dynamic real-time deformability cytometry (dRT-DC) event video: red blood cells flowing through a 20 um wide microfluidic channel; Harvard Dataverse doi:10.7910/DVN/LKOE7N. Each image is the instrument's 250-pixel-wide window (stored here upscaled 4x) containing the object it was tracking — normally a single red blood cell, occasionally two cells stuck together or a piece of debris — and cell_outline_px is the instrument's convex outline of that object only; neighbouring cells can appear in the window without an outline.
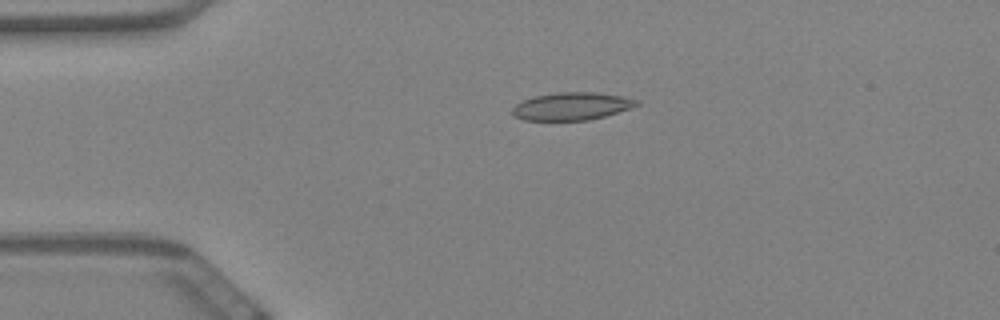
{"species": "Egyptian fruit bat (a non-hibernating species)", "species_latin": "Rousettus aegyptiacus", "temperature_condition": "warm", "stored_images_in_passage": 47, "camera_frame_rate_fps": 3000, "um_per_image_px": 0.085, "animal": {"sex": "female"}, "frame": {"image": 1, "passage_image": 1, "time_ms": 0.0, "image_size_px": [1000, 320], "cell_outline_px": [[640, 104], [632, 108], [604, 116], [588, 120], [524, 120], [512, 116], [512, 108], [516, 104], [532, 96], [556, 92], [596, 92], [620, 96], [636, 100]], "centroid_in_image_um": [48.56, 9.03], "position_along_channel_um": 36.4, "area_um2": 20.06}}
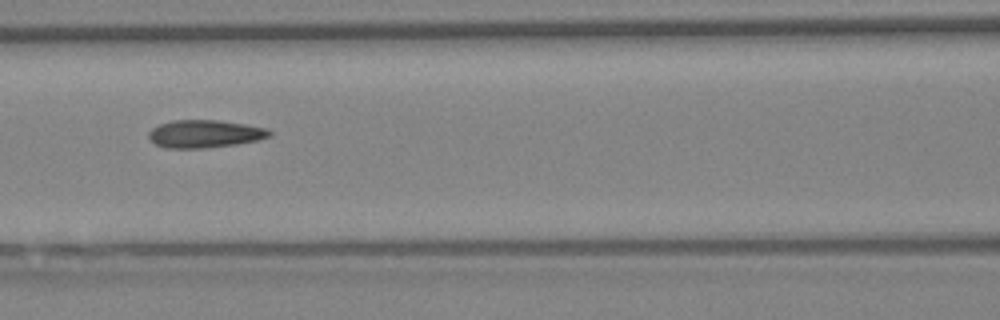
{"frame": {"image": 2, "passage_image": 14, "time_ms": 4.333, "image_size_px": [1000, 320], "cell_outline_px": [[272, 136], [260, 140], [236, 144], [204, 148], [168, 148], [156, 144], [148, 136], [148, 132], [152, 128], [160, 124], [172, 120], [220, 120], [268, 128], [272, 132]], "centroid_in_image_um": [17.45, 11.37], "position_along_channel_um": 149.2, "area_um2": 19.59}}
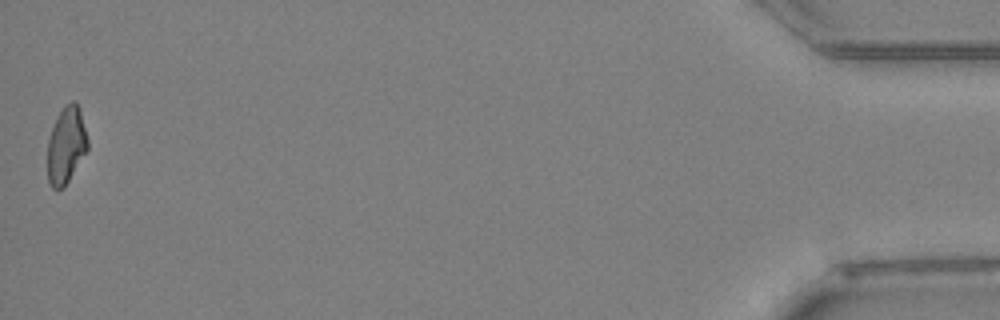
{"frame": {"image": 3, "passage_image": 47, "time_ms": 15.333, "image_size_px": [1000, 320], "cell_outline_px": [[88, 148], [64, 188], [52, 188], [48, 180], [48, 140], [56, 116], [64, 104], [72, 100], [76, 100], [80, 108], [88, 140]], "centroid_in_image_um": [5.63, 12.29], "position_along_channel_um": 429.6, "area_um2": 18.03}, "authors_computed_cell_mechanics": {"area_um2": 19.074, "velocity_mm_per_s": 3.4233, "shape_relaxation_time_tau1_ms": null, "shape_relaxation_time_tau2_ms": 3.1959, "deformation_change_tau1": null, "deformation_change_tau2": 0.1143}}